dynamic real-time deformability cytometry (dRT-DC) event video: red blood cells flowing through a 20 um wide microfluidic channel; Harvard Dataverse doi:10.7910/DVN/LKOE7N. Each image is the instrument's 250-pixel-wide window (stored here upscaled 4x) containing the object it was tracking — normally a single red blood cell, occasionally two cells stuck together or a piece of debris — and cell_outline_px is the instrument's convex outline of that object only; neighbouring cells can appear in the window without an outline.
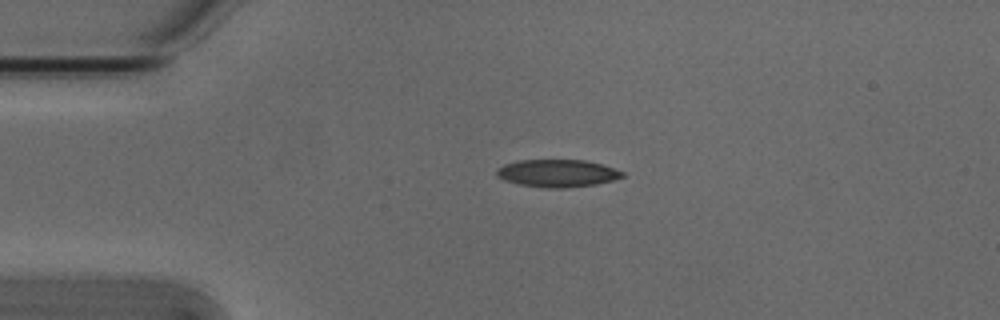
{"species": "Egyptian fruit bat (a non-hibernating species)", "species_latin": "Rousettus aegyptiacus", "temperature_condition": "cold", "stored_images_in_passage": 4, "camera_frame_rate_fps": 3000, "um_per_image_px": 0.085, "animal": {"sex": "male"}, "frame": {"image": 1, "passage_image": 3, "time_ms": 0.667, "image_size_px": [1000, 320], "cell_outline_px": [[624, 176], [612, 180], [596, 184], [564, 188], [548, 188], [520, 184], [504, 180], [496, 176], [496, 168], [504, 164], [520, 160], [584, 160], [600, 164], [624, 172]], "centroid_in_image_um": [47.33, 14.72], "position_along_channel_um": 37.7, "area_um2": 20.0}}